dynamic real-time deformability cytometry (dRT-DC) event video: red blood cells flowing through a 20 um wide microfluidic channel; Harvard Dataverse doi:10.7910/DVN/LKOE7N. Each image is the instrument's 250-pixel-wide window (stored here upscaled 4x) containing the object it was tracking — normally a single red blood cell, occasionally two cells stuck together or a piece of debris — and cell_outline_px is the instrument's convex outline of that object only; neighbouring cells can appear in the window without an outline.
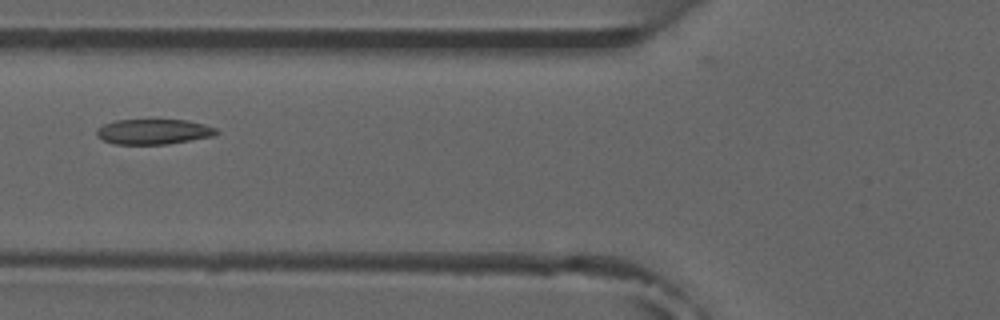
{"species": "common noctule bat (a hibernating species)", "species_latin": "Nyctalus noctula", "temperature_condition": "room temperature", "stored_images_in_passage": 6, "camera_frame_rate_fps": 3000, "um_per_image_px": 0.085, "animal": {"sex": "male", "forearm_length_mm": 52.5}, "frame": {"image": 1, "passage_image": 6, "time_ms": 5.667, "image_size_px": [1000, 320], "cell_outline_px": [[220, 132], [212, 136], [168, 144], [112, 144], [96, 136], [96, 128], [104, 124], [116, 120], [188, 120], [204, 124], [216, 128]], "centroid_in_image_um": [13.03, 11.19], "position_along_channel_um": 112.8, "area_um2": 17.63}}